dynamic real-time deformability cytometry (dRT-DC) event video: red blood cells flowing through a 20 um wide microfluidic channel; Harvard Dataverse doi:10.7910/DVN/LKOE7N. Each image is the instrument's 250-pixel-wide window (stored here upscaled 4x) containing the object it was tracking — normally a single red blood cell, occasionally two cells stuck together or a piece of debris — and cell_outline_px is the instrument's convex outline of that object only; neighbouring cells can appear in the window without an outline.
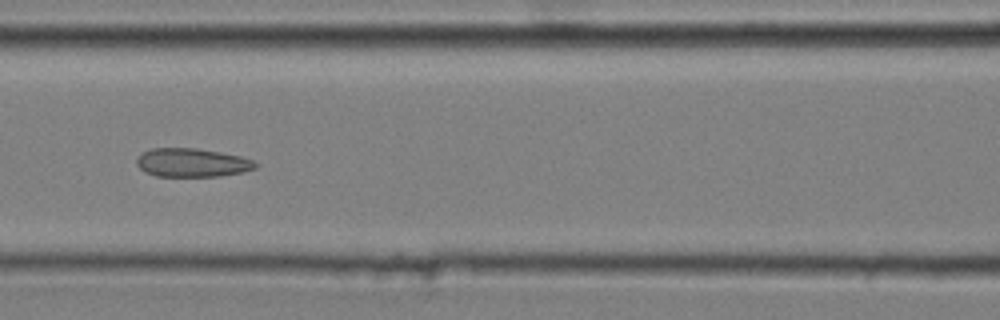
{"species": "common noctule bat (a hibernating species)", "species_latin": "Nyctalus noctula", "temperature_condition": "cold", "stored_images_in_passage": 8, "camera_frame_rate_fps": 3000, "um_per_image_px": 0.085, "animal": {"sex": "male", "body_mass_g": 20.4}, "frame": {"image": 1, "passage_image": 7, "time_ms": 2.0, "image_size_px": [1000, 320], "cell_outline_px": [[260, 164], [256, 168], [244, 172], [220, 176], [156, 176], [144, 172], [136, 164], [136, 160], [144, 152], [152, 148], [196, 148], [220, 152], [240, 156], [252, 160]], "centroid_in_image_um": [16.35, 13.83], "position_along_channel_um": 150.2, "area_um2": 19.83}}
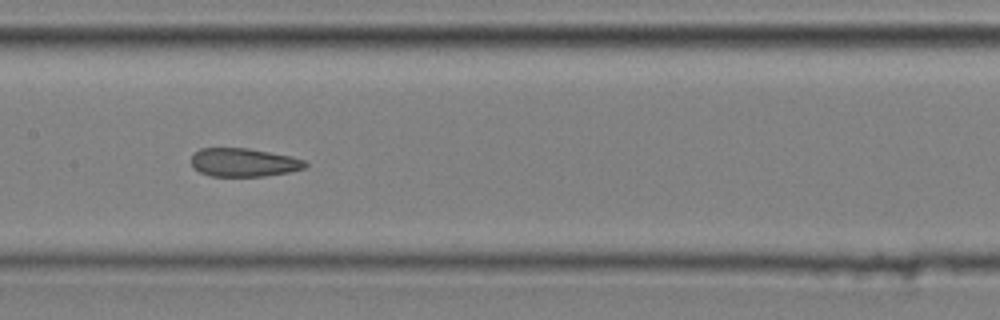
{"frame": {"image": 2, "passage_image": 8, "time_ms": 2.333, "image_size_px": [1000, 320], "cell_outline_px": [[308, 168], [288, 172], [264, 176], [212, 176], [200, 172], [192, 164], [192, 156], [200, 148], [248, 148], [292, 156], [304, 160], [308, 164]], "centroid_in_image_um": [20.77, 13.8], "position_along_channel_um": 186.6, "area_um2": 18.84}}